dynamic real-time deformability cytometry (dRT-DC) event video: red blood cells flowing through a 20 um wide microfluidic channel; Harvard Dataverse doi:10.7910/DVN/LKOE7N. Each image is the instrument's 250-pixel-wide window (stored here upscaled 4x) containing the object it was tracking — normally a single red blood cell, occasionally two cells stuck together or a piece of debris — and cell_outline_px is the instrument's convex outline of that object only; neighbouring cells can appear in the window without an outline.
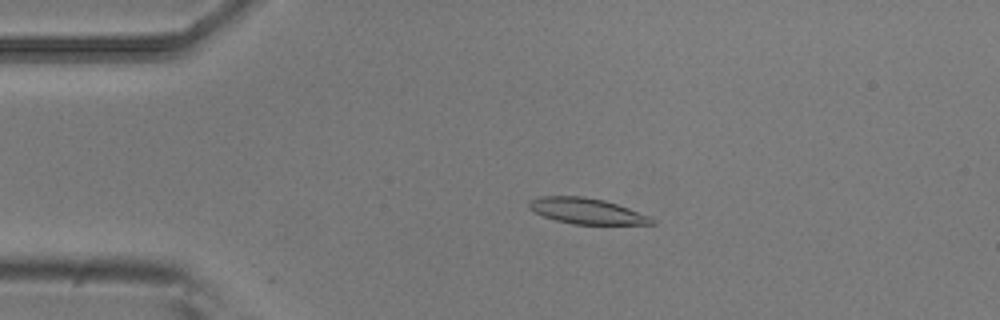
{"species": "common noctule bat (a hibernating species)", "species_latin": "Nyctalus noctula", "temperature_condition": "room temperature", "stored_images_in_passage": 4, "camera_frame_rate_fps": 3000, "um_per_image_px": 0.085, "animal": {"sex": "male", "body_mass_g": 20.5, "forearm_length_mm": 52.5}, "frame": {"image": 1, "passage_image": 3, "time_ms": 0.667, "image_size_px": [1000, 320], "cell_outline_px": [[656, 224], [572, 224], [556, 220], [544, 216], [528, 208], [528, 200], [540, 196], [584, 196], [604, 200], [652, 216], [656, 220]], "centroid_in_image_um": [49.89, 17.93], "position_along_channel_um": 35.1, "area_um2": 18.5}}